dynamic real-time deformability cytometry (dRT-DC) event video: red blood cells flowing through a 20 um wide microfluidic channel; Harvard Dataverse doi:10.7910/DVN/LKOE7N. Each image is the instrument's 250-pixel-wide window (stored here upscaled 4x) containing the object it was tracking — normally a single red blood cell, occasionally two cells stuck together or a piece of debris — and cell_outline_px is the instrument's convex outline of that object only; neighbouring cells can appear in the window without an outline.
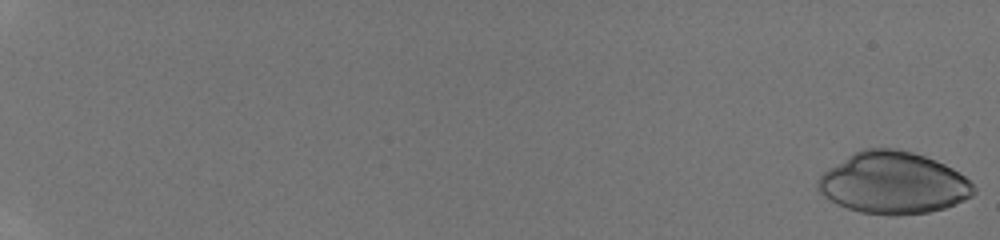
{"species": "human", "species_latin": "Homo sapiens", "temperature_condition": "room temperature", "stored_images_in_passage": 48, "camera_frame_rate_fps": 3000, "um_per_image_px": 0.085, "donor": {"sex": "male"}, "frame": {"image": 1, "passage_image": 1, "time_ms": 0.0, "image_size_px": [1000, 240], "cell_outline_px": [[976, 192], [972, 196], [964, 200], [944, 208], [928, 212], [896, 216], [892, 216], [860, 212], [836, 204], [824, 196], [816, 188], [816, 180], [828, 168], [848, 156], [864, 148], [892, 148], [912, 152], [936, 160], [952, 168], [964, 176], [976, 188]], "centroid_in_image_um": [75.92, 15.56], "position_along_channel_um": 9.1, "area_um2": 56.12}}
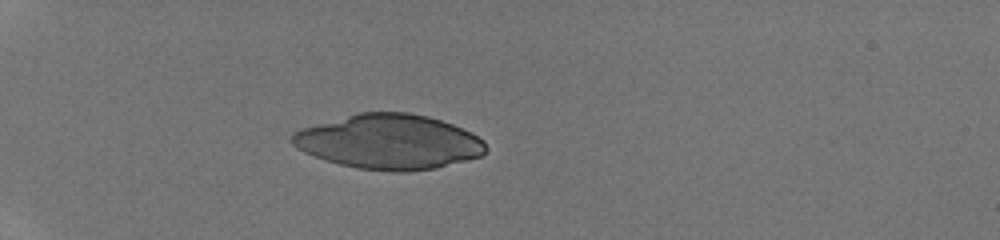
{"frame": {"image": 2, "passage_image": 17, "time_ms": 5.333, "image_size_px": [1000, 240], "cell_outline_px": [[488, 148], [480, 156], [436, 168], [408, 172], [392, 172], [356, 168], [340, 164], [304, 152], [296, 148], [288, 140], [292, 132], [300, 128], [360, 112], [408, 112], [428, 116], [452, 124], [472, 132], [484, 140]], "centroid_in_image_um": [33.06, 12.05], "position_along_channel_um": 51.9, "area_um2": 62.02}}